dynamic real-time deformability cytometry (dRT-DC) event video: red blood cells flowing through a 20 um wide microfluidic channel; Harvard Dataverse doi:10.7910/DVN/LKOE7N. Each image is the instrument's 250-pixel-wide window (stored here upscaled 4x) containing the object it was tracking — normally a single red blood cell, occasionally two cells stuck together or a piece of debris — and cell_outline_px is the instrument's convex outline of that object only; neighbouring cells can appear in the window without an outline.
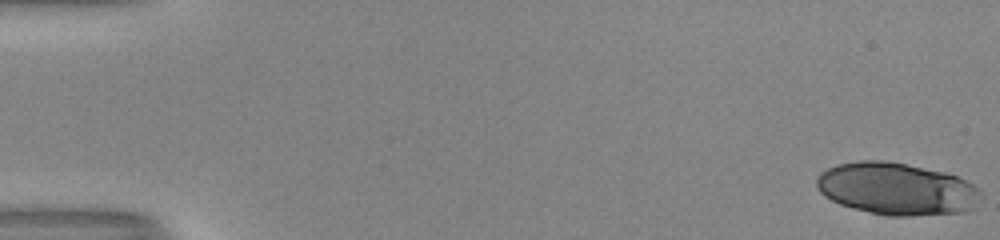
{"species": "human", "species_latin": "Homo sapiens", "temperature_condition": "room temperature", "stored_images_in_passage": 52, "camera_frame_rate_fps": 3000, "um_per_image_px": 0.085, "donor": {"sex": "male"}, "frame": {"image": 1, "passage_image": 1, "time_ms": 0.0, "image_size_px": [1000, 240], "cell_outline_px": [[984, 196], [972, 208], [964, 212], [908, 216], [888, 216], [852, 208], [840, 204], [824, 196], [820, 192], [816, 184], [816, 180], [820, 172], [836, 164], [860, 160], [884, 160], [944, 172], [956, 176], [972, 184]], "centroid_in_image_um": [76.19, 16.05], "position_along_channel_um": 8.8, "area_um2": 49.94}}
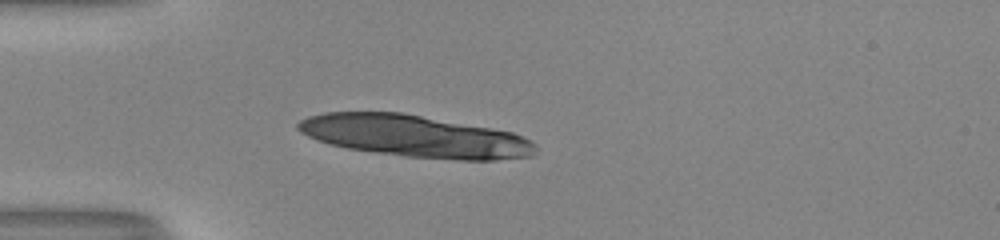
{"frame": {"image": 2, "passage_image": 16, "time_ms": 5.0, "image_size_px": [1000, 240], "cell_outline_px": [[536, 152], [532, 156], [496, 160], [460, 160], [404, 156], [348, 148], [316, 140], [300, 132], [296, 128], [296, 124], [300, 120], [308, 116], [324, 112], [400, 112], [512, 132], [524, 136], [532, 140], [536, 144]], "centroid_in_image_um": [35.27, 11.58], "position_along_channel_um": 49.7, "area_um2": 57.92}, "authors_computed_cell_mechanics": {"area_um2": 49.4479, "velocity_mm_per_s": 4.0291, "shape_relaxation_time_tau1_ms": null, "shape_relaxation_time_tau2_ms": 3.4374, "deformation_change_tau1": null, "deformation_change_tau2": 0.0865}}